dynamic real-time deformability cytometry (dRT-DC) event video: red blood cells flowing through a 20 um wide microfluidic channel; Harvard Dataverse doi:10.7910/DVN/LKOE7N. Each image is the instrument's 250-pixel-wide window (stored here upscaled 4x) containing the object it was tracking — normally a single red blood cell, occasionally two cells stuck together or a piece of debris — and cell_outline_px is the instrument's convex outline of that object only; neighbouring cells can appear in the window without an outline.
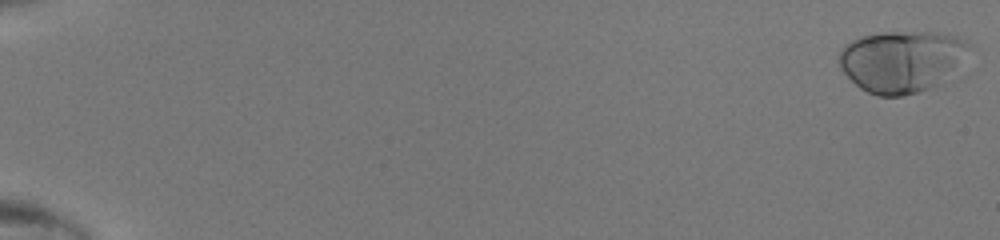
{"species": "human", "species_latin": "Homo sapiens", "temperature_condition": "room temperature", "stored_images_in_passage": 49, "camera_frame_rate_fps": 3000, "um_per_image_px": 0.085, "donor": {"sex": "male"}, "frame": {"image": 1, "passage_image": 1, "time_ms": 0.0, "image_size_px": [1000, 240], "cell_outline_px": [[968, 44], [956, 60], [928, 88], [904, 96], [876, 96], [860, 88], [840, 68], [840, 52], [844, 44], [860, 36], [880, 32], [936, 32], [956, 36]], "centroid_in_image_um": [76.42, 5.17], "position_along_channel_um": 8.6, "area_um2": 44.51}}
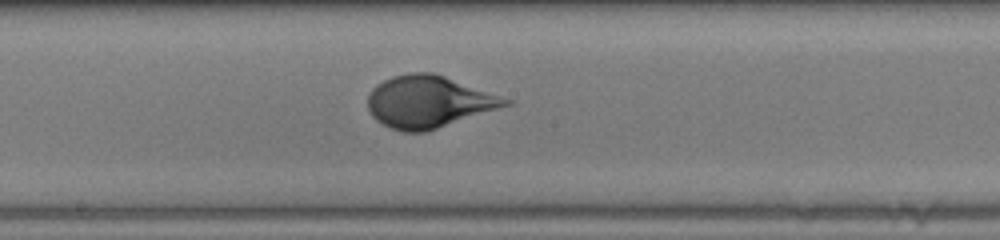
{"frame": {"image": 2, "passage_image": 29, "time_ms": 9.333, "image_size_px": [1000, 240], "cell_outline_px": [[516, 100], [512, 104], [424, 132], [404, 132], [392, 128], [376, 120], [372, 116], [368, 108], [368, 96], [372, 88], [376, 84], [392, 76], [408, 72], [432, 72]], "centroid_in_image_um": [36.45, 8.63], "position_along_channel_um": 211.7, "area_um2": 41.67}}
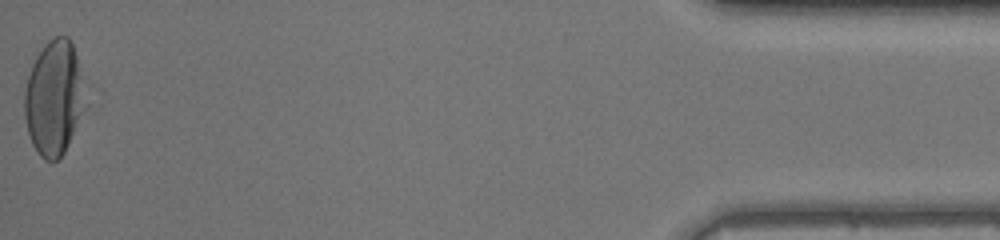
{"frame": {"image": 3, "passage_image": 49, "time_ms": 16.0, "image_size_px": [1000, 240], "cell_outline_px": [[88, 108], [64, 152], [56, 160], [44, 160], [40, 156], [32, 144], [28, 132], [24, 116], [24, 92], [28, 76], [32, 64], [36, 56], [44, 44], [48, 40], [56, 36], [68, 36], [72, 40], [88, 104]], "centroid_in_image_um": [4.61, 8.33], "position_along_channel_um": 430.6, "area_um2": 41.21}}